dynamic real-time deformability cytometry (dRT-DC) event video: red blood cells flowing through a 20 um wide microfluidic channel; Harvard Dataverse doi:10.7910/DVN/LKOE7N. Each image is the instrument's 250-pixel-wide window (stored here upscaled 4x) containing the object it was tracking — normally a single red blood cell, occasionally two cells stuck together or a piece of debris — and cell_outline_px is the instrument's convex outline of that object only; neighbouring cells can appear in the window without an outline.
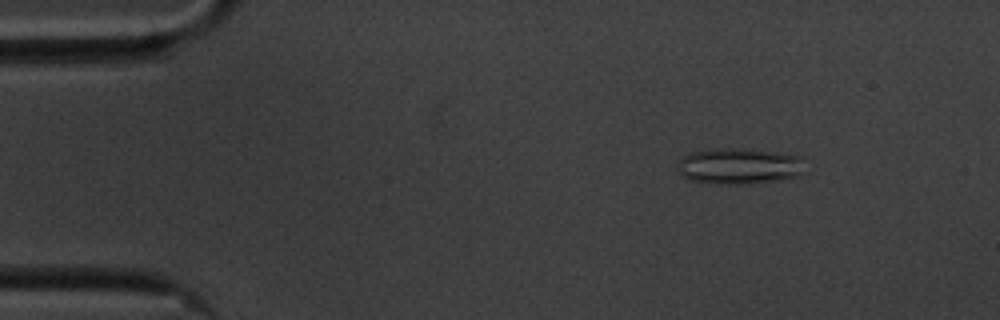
{"species": "common noctule bat (a hibernating species)", "species_latin": "Nyctalus noctula", "temperature_condition": "cold", "stored_images_in_passage": 53, "segment_of_instrument_passage": [1, 2], "camera_frame_rate_fps": 3000, "um_per_image_px": 0.085, "animal": {"sex": "male", "body_mass_g": 20.1, "forearm_length_mm": 53.5}, "frame": {"image": 1, "passage_image": 3, "time_ms": 0.667, "image_size_px": [1000, 320], "cell_outline_px": [[804, 172], [796, 176], [780, 180], [740, 184], [720, 184], [688, 180], [676, 168], [680, 160], [684, 156], [692, 152], [708, 148], [744, 148], [804, 156]], "centroid_in_image_um": [62.85, 14.1], "position_along_channel_um": 22.2, "area_um2": 27.05}}
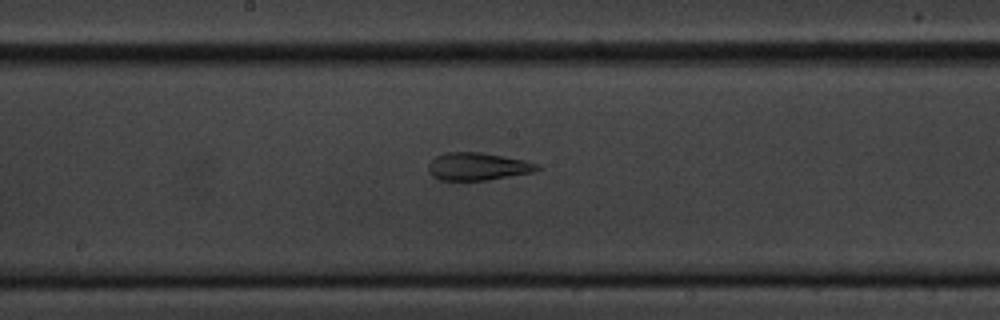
{"frame": {"image": 2, "passage_image": 25, "time_ms": 8.0, "image_size_px": [1000, 320], "cell_outline_px": [[544, 168], [532, 172], [488, 180], [440, 180], [432, 176], [428, 172], [428, 164], [436, 156], [444, 152], [480, 152], [524, 160], [540, 164]], "centroid_in_image_um": [40.61, 14.15], "position_along_channel_um": 207.6, "area_um2": 17.63}}
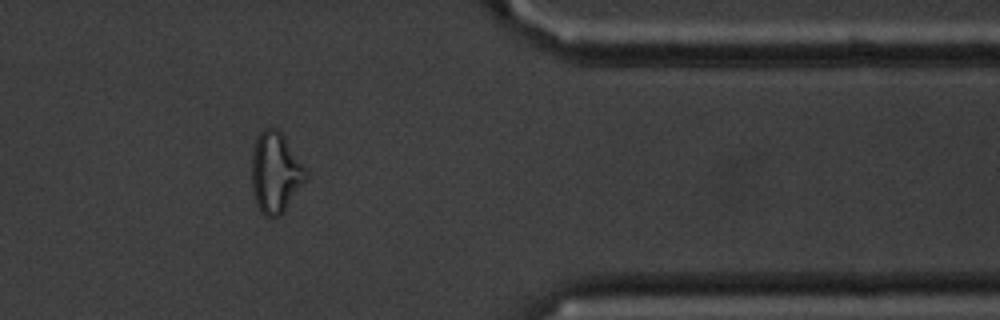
{"frame": {"image": 3, "passage_image": 42, "time_ms": 13.667, "image_size_px": [1000, 320], "cell_outline_px": [[308, 180], [284, 212], [280, 216], [272, 220], [264, 216], [260, 212], [256, 204], [252, 188], [252, 152], [256, 140], [260, 132], [264, 128], [276, 128], [280, 132], [308, 172]], "centroid_in_image_um": [23.42, 14.75], "position_along_channel_um": 388.0, "area_um2": 25.72}}